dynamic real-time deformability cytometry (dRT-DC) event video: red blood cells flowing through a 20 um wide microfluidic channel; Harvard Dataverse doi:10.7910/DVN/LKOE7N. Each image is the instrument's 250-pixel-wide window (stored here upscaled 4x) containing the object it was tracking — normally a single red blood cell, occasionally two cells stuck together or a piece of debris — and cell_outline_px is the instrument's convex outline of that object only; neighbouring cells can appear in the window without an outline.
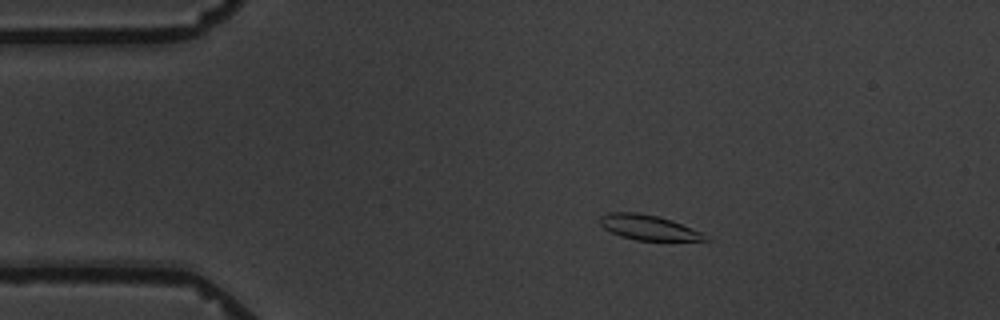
{"species": "common noctule bat (a hibernating species)", "species_latin": "Nyctalus noctula", "temperature_condition": "warm", "stored_images_in_passage": 4, "camera_frame_rate_fps": 3000, "um_per_image_px": 0.085, "animal": {"sex": "male", "body_mass_g": 19.5, "forearm_length_mm": 54.6}, "frame": {"image": 1, "passage_image": 3, "time_ms": 2.333, "image_size_px": [1000, 320], "cell_outline_px": [[712, 240], [636, 240], [620, 236], [604, 228], [596, 220], [600, 216], [608, 212], [636, 212], [656, 216], [672, 220], [700, 232], [708, 236]], "centroid_in_image_um": [55.06, 19.32], "position_along_channel_um": 29.9, "area_um2": 15.26}}